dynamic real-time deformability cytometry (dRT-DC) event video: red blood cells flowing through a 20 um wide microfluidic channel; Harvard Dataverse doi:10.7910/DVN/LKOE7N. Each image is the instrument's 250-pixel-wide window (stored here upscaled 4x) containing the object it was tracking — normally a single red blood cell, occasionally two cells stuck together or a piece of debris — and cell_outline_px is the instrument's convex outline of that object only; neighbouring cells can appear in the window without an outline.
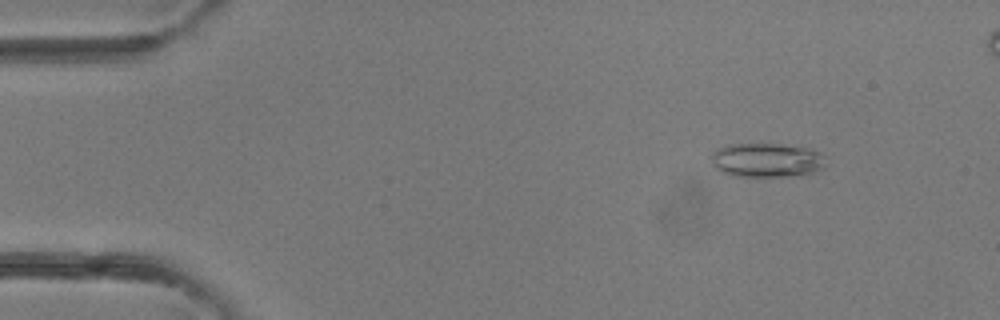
{"species": "common noctule bat (a hibernating species)", "species_latin": "Nyctalus noctula", "temperature_condition": "room temperature", "stored_images_in_passage": 41, "camera_frame_rate_fps": 3000, "um_per_image_px": 0.085, "animal": {"sex": "female"}, "frame": {"image": 1, "passage_image": 5, "time_ms": 1.333, "image_size_px": [1000, 320], "cell_outline_px": [[824, 168], [812, 172], [792, 176], [732, 176], [716, 168], [712, 164], [712, 152], [716, 148], [728, 144], [784, 144], [808, 148], [820, 152], [824, 156]], "centroid_in_image_um": [65.16, 13.6], "position_along_channel_um": 19.8, "area_um2": 22.83}}
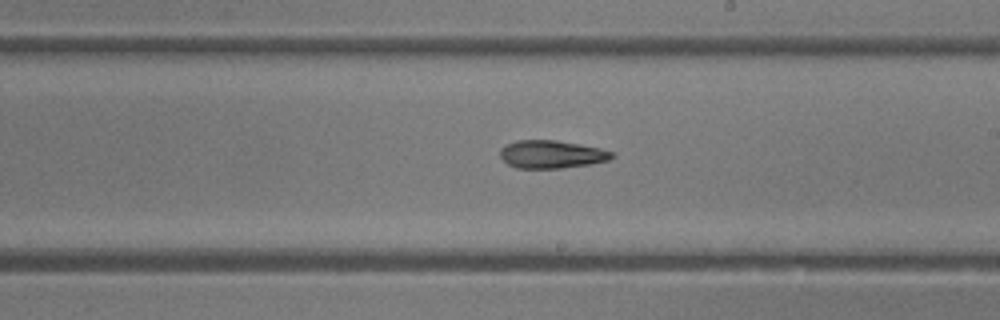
{"frame": {"image": 2, "passage_image": 24, "time_ms": 7.667, "image_size_px": [1000, 320], "cell_outline_px": [[616, 156], [608, 160], [592, 164], [560, 168], [516, 168], [508, 164], [500, 156], [500, 148], [504, 144], [516, 140], [556, 140], [580, 144], [600, 148], [612, 152]], "centroid_in_image_um": [46.87, 13.11], "position_along_channel_um": 242.1, "area_um2": 18.32}}
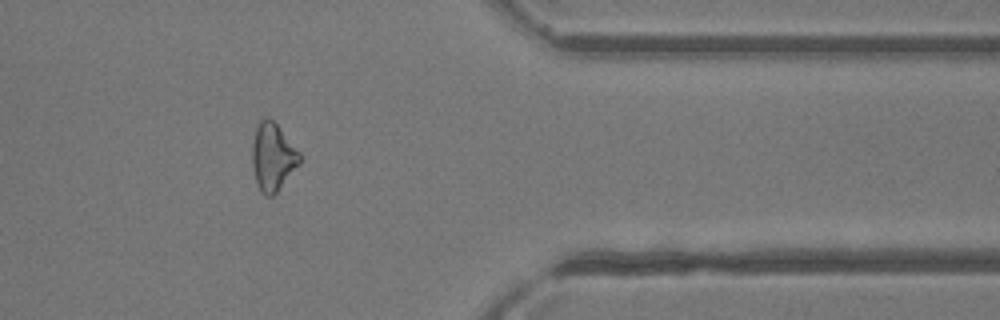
{"frame": {"image": 3, "passage_image": 34, "time_ms": 11.0, "image_size_px": [1000, 320], "cell_outline_px": [[300, 164], [276, 192], [272, 196], [264, 196], [260, 192], [256, 184], [252, 164], [252, 144], [256, 128], [260, 120], [268, 116], [276, 124], [300, 152]], "centroid_in_image_um": [23.17, 13.36], "position_along_channel_um": 388.2, "area_um2": 18.67}}